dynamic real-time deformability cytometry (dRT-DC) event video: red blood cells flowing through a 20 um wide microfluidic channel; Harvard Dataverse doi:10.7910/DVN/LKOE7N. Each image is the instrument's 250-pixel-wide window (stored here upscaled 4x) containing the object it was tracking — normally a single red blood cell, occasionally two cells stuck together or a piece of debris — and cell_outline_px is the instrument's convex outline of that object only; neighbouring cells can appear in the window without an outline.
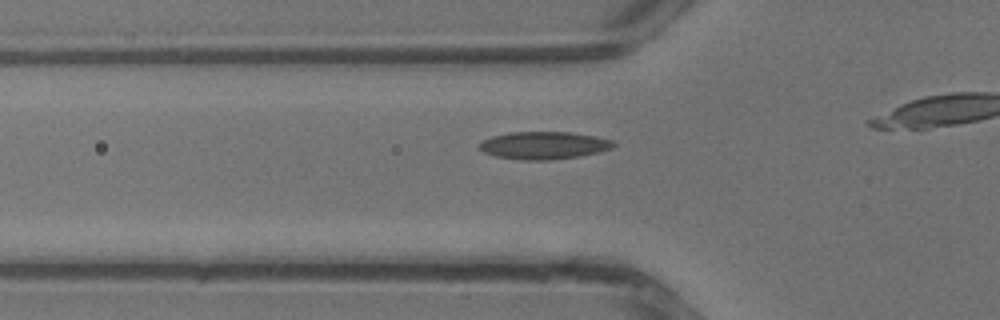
{"species": "common noctule bat (a hibernating species)", "species_latin": "Nyctalus noctula", "temperature_condition": "warm", "stored_images_in_passage": 4, "camera_frame_rate_fps": 3000, "um_per_image_px": 0.085, "animal": {"sex": "male", "body_mass_g": 13.3}, "frame": {"image": 1, "passage_image": 2, "time_ms": 0.333, "image_size_px": [1000, 320], "cell_outline_px": [[616, 144], [612, 148], [580, 156], [552, 160], [520, 160], [496, 156], [484, 152], [480, 148], [480, 144], [484, 140], [492, 136], [508, 132], [572, 132], [612, 140]], "centroid_in_image_um": [46.22, 12.36], "position_along_channel_um": 79.6, "area_um2": 21.39}}